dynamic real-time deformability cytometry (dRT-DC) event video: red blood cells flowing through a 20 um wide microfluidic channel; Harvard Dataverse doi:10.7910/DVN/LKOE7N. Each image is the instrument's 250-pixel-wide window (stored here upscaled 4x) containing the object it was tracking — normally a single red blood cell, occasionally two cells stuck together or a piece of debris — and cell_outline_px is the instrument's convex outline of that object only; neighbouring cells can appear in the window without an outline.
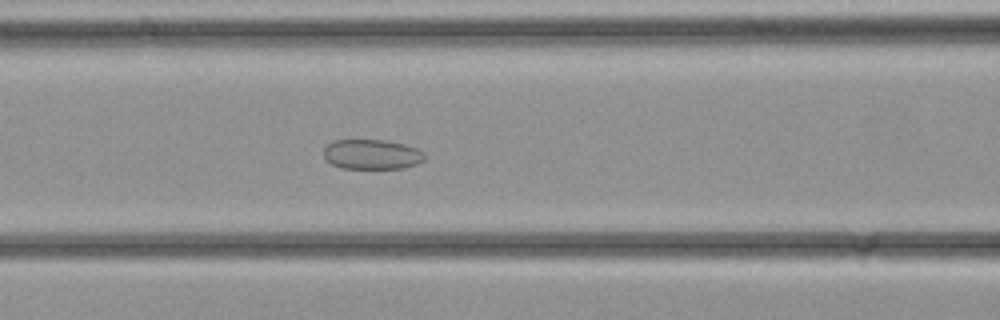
{"species": "common noctule bat (a hibernating species)", "species_latin": "Nyctalus noctula", "temperature_condition": "cold", "stored_images_in_passage": 34, "camera_frame_rate_fps": 3000, "um_per_image_px": 0.085, "animal": {"sex": "female", "body_mass_g": 21.9}, "frame": {"image": 1, "passage_image": 14, "time_ms": 4.333, "image_size_px": [1000, 320], "cell_outline_px": [[424, 160], [416, 164], [404, 168], [340, 168], [332, 164], [324, 156], [324, 148], [332, 140], [384, 140], [404, 144], [416, 148], [424, 152]], "centroid_in_image_um": [31.6, 13.12], "position_along_channel_um": 135.0, "area_um2": 17.51}}
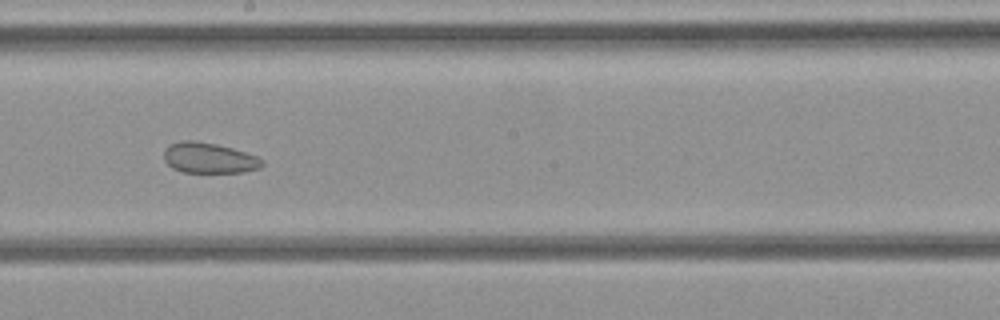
{"frame": {"image": 2, "passage_image": 19, "time_ms": 6.0, "image_size_px": [1000, 320], "cell_outline_px": [[264, 164], [260, 168], [244, 172], [184, 172], [172, 168], [164, 160], [164, 152], [172, 144], [180, 140], [196, 140], [216, 144], [232, 148], [256, 156], [264, 160]], "centroid_in_image_um": [17.79, 13.43], "position_along_channel_um": 230.4, "area_um2": 17.4}}
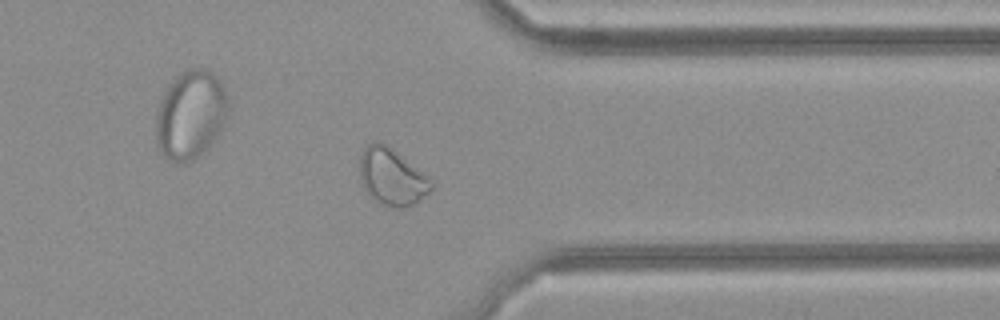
{"frame": {"image": 3, "passage_image": 27, "time_ms": 8.667, "image_size_px": [1000, 320], "cell_outline_px": [[432, 188], [416, 204], [404, 208], [396, 208], [380, 204], [364, 188], [360, 176], [360, 156], [364, 148], [368, 144], [376, 140], [392, 148], [420, 172], [432, 184]], "centroid_in_image_um": [33.26, 15.05], "position_along_channel_um": 378.1, "area_um2": 23.0}}